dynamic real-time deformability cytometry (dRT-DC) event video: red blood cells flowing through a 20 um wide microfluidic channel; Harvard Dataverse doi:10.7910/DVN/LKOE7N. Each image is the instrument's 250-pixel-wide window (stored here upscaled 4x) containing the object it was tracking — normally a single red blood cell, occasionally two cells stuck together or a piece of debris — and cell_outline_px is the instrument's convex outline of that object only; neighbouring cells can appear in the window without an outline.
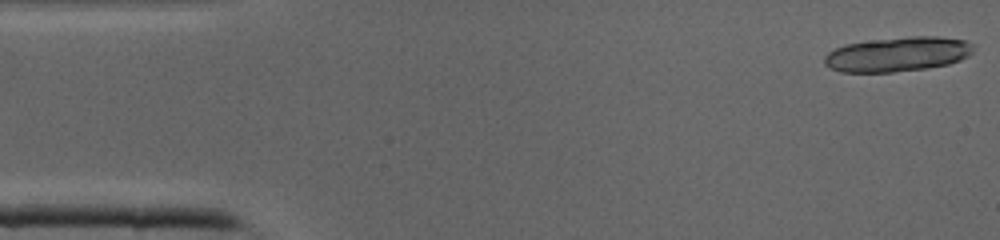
{"species": "common noctule bat (a hibernating species)", "species_latin": "Nyctalus noctula", "temperature_condition": "cold", "stored_images_in_passage": 13, "camera_frame_rate_fps": 3000, "um_per_image_px": 0.085, "animal": {"sex": "male", "body_mass_g": 19.0, "forearm_length_mm": 50.8}, "frame": {"image": 1, "passage_image": 1, "time_ms": 0.0, "image_size_px": [1000, 240], "cell_outline_px": [[972, 52], [968, 56], [960, 60], [948, 64], [928, 68], [892, 72], [840, 72], [824, 64], [824, 56], [828, 52], [844, 44], [872, 40], [912, 36], [940, 36], [964, 40], [972, 44]], "centroid_in_image_um": [76.29, 4.61], "position_along_channel_um": 8.7, "area_um2": 30.06}}